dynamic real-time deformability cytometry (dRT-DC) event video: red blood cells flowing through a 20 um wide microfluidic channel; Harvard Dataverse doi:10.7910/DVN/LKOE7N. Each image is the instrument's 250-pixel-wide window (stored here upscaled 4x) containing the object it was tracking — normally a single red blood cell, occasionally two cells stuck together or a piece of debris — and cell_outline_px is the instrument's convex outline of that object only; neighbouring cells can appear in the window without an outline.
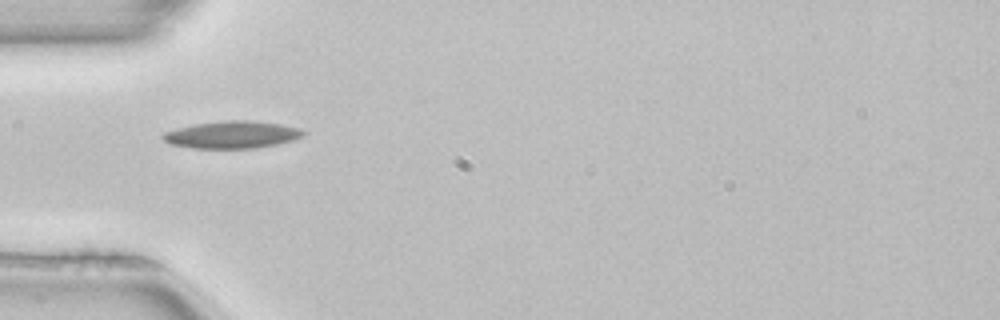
{"species": "common noctule bat (a hibernating species)", "species_latin": "Nyctalus noctula", "temperature_condition": "room temperature", "stored_images_in_passage": 1, "camera_frame_rate_fps": 3000, "um_per_image_px": 0.085, "animal": {"sex": "female", "body_mass_g": 22.7, "forearm_length_mm": 54.2}, "frame": {"image": 1, "passage_image": 1, "time_ms": 0.0, "image_size_px": [1000, 320], "cell_outline_px": [[304, 136], [292, 140], [276, 144], [256, 148], [192, 148], [168, 144], [160, 136], [164, 132], [176, 128], [196, 124], [224, 120], [252, 120], [280, 124], [300, 128], [304, 132]], "centroid_in_image_um": [19.69, 11.44], "position_along_channel_um": 65.3, "area_um2": 22.37}}